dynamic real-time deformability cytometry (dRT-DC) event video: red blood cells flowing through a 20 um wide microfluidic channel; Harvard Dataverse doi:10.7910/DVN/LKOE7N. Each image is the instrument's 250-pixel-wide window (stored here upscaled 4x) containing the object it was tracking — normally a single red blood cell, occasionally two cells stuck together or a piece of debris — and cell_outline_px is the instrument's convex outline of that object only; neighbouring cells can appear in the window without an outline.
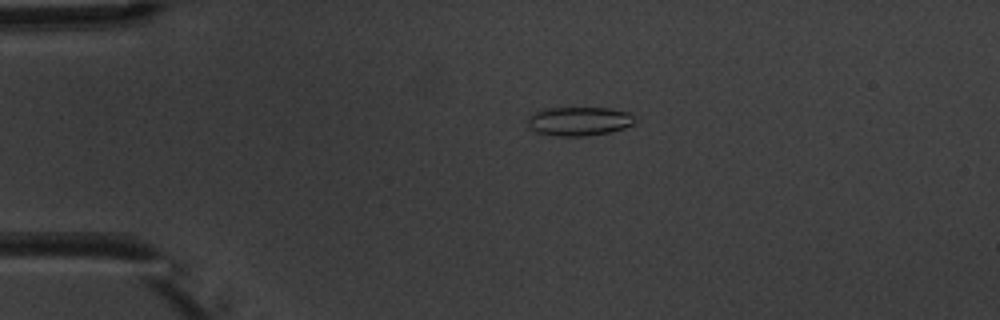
{"species": "common noctule bat (a hibernating species)", "species_latin": "Nyctalus noctula", "temperature_condition": "warm", "stored_images_in_passage": 6, "camera_frame_rate_fps": 3000, "um_per_image_px": 0.085, "animal": {"sex": "male", "body_mass_g": 20.1, "forearm_length_mm": 53.5}, "frame": {"image": 1, "passage_image": 4, "time_ms": 3.667, "image_size_px": [1000, 320], "cell_outline_px": [[636, 120], [632, 124], [624, 128], [608, 132], [588, 136], [556, 136], [536, 132], [528, 124], [528, 116], [544, 108], [608, 108], [628, 112]], "centroid_in_image_um": [49.21, 10.3], "position_along_channel_um": 35.8, "area_um2": 17.92}}